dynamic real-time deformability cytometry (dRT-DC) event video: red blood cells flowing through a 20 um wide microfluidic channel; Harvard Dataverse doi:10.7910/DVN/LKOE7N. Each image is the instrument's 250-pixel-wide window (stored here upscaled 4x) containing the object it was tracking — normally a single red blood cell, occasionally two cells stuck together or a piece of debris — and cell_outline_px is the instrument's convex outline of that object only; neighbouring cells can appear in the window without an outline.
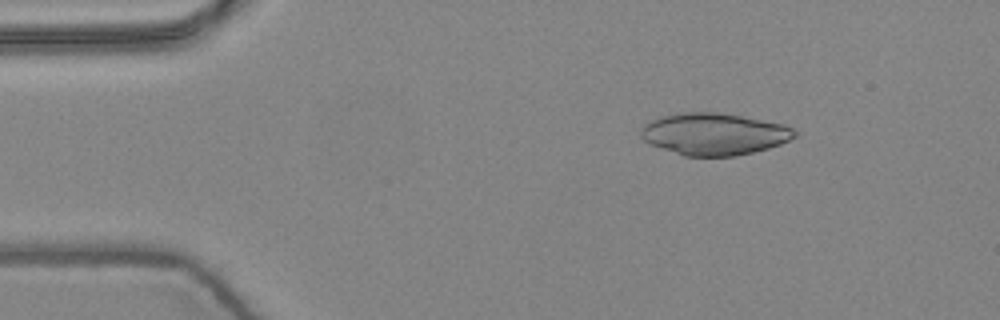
{"species": "common noctule bat (a hibernating species)", "species_latin": "Nyctalus noctula", "temperature_condition": "warm", "stored_images_in_passage": 5, "camera_frame_rate_fps": 3000, "um_per_image_px": 0.085, "animal": {"sex": "female", "body_mass_g": 24.6, "forearm_length_mm": 56.2}, "frame": {"image": 1, "passage_image": 3, "time_ms": 0.667, "image_size_px": [1000, 320], "cell_outline_px": [[796, 136], [780, 144], [768, 148], [736, 156], [684, 156], [648, 144], [640, 136], [640, 128], [644, 124], [660, 116], [680, 112], [716, 112], [740, 116], [784, 124], [792, 128], [796, 132]], "centroid_in_image_um": [60.64, 11.39], "position_along_channel_um": 24.4, "area_um2": 37.63}}